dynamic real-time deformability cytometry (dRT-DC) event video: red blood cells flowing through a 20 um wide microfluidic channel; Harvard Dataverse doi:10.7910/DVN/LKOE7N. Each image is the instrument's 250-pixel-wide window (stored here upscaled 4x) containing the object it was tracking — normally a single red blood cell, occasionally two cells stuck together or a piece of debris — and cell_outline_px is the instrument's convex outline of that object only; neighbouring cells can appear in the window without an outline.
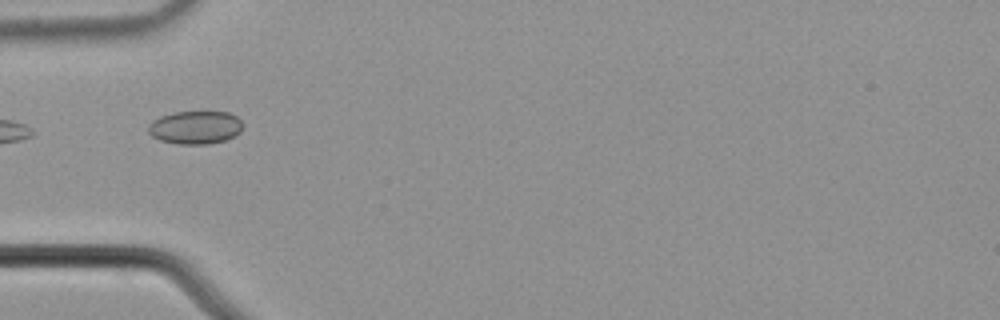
{"species": "common noctule bat (a hibernating species)", "species_latin": "Nyctalus noctula", "temperature_condition": "cold", "stored_images_in_passage": 6, "camera_frame_rate_fps": 3000, "um_per_image_px": 0.085, "animal": {"sex": "male", "body_mass_g": 21.5, "forearm_length_mm": 52.0}, "frame": {"image": 1, "passage_image": 5, "time_ms": 1.333, "image_size_px": [1000, 320], "cell_outline_px": [[244, 124], [240, 132], [236, 136], [224, 140], [208, 144], [176, 144], [160, 140], [152, 136], [148, 132], [148, 124], [152, 120], [160, 116], [176, 112], [228, 112], [236, 116]], "centroid_in_image_um": [16.6, 10.83], "position_along_channel_um": 68.4, "area_um2": 18.38}}
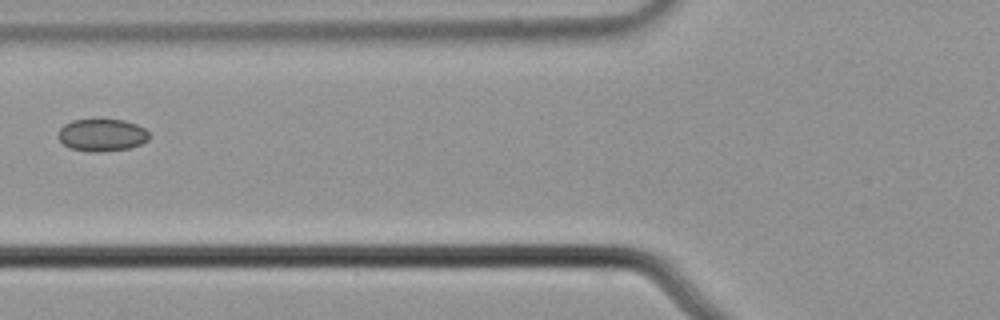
{"frame": {"image": 2, "passage_image": 6, "time_ms": 1.667, "image_size_px": [1000, 320], "cell_outline_px": [[152, 136], [148, 140], [140, 144], [128, 148], [92, 152], [72, 148], [64, 144], [56, 136], [60, 128], [64, 124], [72, 120], [124, 120], [136, 124], [144, 128]], "centroid_in_image_um": [8.67, 11.47], "position_along_channel_um": 117.1, "area_um2": 16.99}}